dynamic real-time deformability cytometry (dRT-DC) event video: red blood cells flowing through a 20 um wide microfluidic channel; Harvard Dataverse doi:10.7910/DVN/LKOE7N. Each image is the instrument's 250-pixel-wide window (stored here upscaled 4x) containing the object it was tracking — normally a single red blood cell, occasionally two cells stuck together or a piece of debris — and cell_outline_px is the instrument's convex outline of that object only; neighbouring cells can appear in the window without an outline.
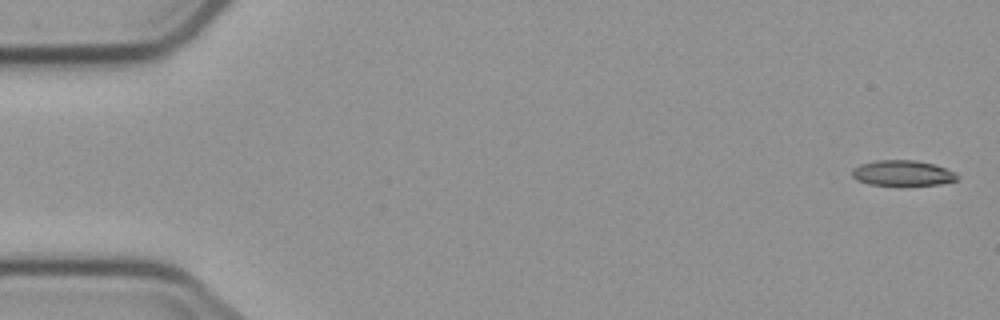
{"species": "common noctule bat (a hibernating species)", "species_latin": "Nyctalus noctula", "temperature_condition": "cold", "stored_images_in_passage": 4, "camera_frame_rate_fps": 3000, "um_per_image_px": 0.085, "animal": {"sex": "male", "body_mass_g": 23.1, "forearm_length_mm": 52.7}, "frame": {"image": 1, "passage_image": 1, "time_ms": 0.0, "image_size_px": [1000, 320], "cell_outline_px": [[960, 180], [940, 184], [868, 184], [856, 180], [852, 176], [852, 168], [860, 164], [876, 160], [916, 160], [936, 164], [956, 172], [960, 176]], "centroid_in_image_um": [76.76, 14.69], "position_along_channel_um": 8.2, "area_um2": 15.66}}